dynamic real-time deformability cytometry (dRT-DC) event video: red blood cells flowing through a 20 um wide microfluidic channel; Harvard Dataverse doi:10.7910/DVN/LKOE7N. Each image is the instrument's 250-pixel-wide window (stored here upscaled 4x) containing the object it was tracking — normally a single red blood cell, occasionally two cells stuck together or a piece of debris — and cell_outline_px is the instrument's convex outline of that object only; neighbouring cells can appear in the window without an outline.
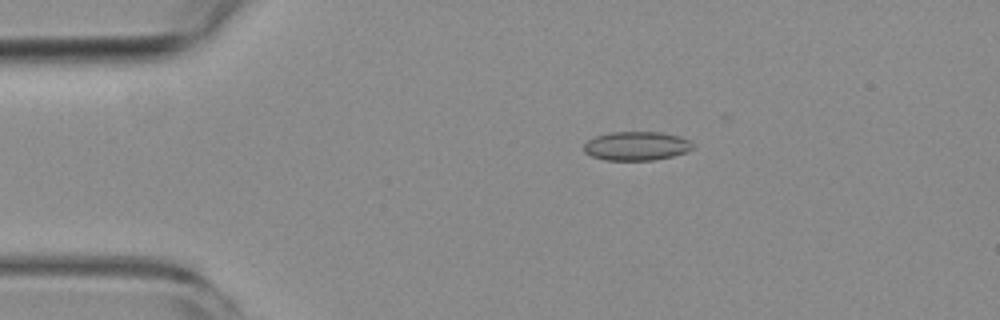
{"species": "common noctule bat (a hibernating species)", "species_latin": "Nyctalus noctula", "temperature_condition": "room temperature", "stored_images_in_passage": 7, "camera_frame_rate_fps": 3000, "um_per_image_px": 0.085, "animal": {"sex": "female", "body_mass_g": 19.3, "forearm_length_mm": 54.1}, "frame": {"image": 1, "passage_image": 3, "time_ms": 2.333, "image_size_px": [1000, 320], "cell_outline_px": [[692, 148], [688, 152], [672, 156], [652, 160], [604, 160], [592, 156], [584, 152], [584, 144], [588, 140], [596, 136], [608, 132], [660, 132], [680, 136], [688, 140], [692, 144]], "centroid_in_image_um": [54.08, 12.4], "position_along_channel_um": 30.9, "area_um2": 18.32}}
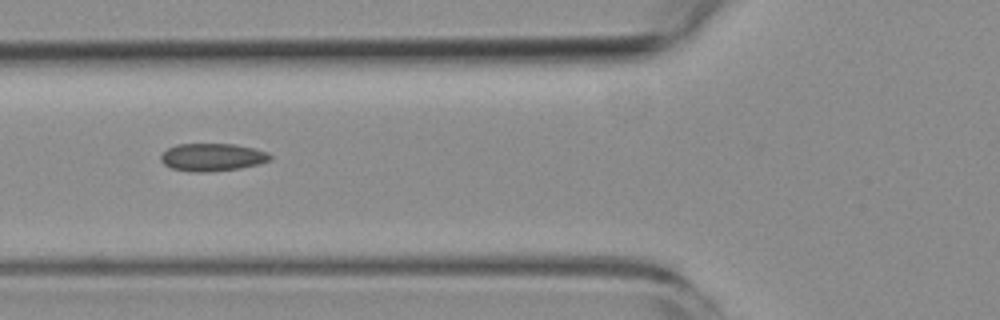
{"frame": {"image": 2, "passage_image": 6, "time_ms": 5.667, "image_size_px": [1000, 320], "cell_outline_px": [[272, 160], [240, 168], [208, 172], [188, 172], [172, 168], [164, 164], [160, 160], [160, 156], [168, 148], [176, 144], [232, 144], [252, 148], [268, 152], [272, 156]], "centroid_in_image_um": [18.03, 13.37], "position_along_channel_um": 107.8, "area_um2": 17.63}}
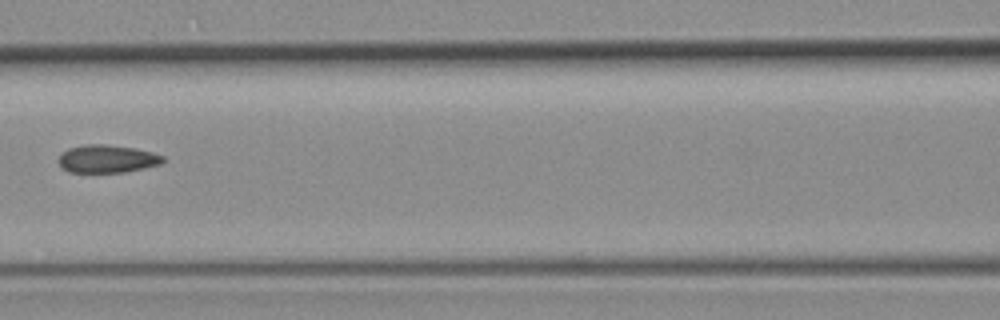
{"frame": {"image": 3, "passage_image": 7, "time_ms": 7.0, "image_size_px": [1000, 320], "cell_outline_px": [[164, 160], [160, 164], [144, 168], [124, 172], [68, 172], [60, 168], [60, 156], [68, 148], [84, 144], [104, 144], [136, 148], [152, 152], [164, 156]], "centroid_in_image_um": [9.11, 13.5], "position_along_channel_um": 157.5, "area_um2": 16.94}}